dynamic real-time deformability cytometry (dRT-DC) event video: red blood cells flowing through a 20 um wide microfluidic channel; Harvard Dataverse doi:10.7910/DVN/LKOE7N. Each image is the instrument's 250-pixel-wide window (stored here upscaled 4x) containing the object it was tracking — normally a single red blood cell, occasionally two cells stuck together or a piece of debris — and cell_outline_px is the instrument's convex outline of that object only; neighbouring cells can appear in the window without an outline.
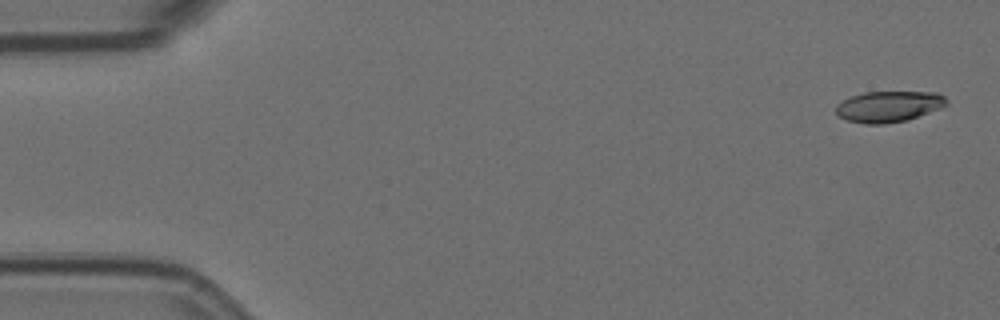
{"species": "Egyptian fruit bat (a non-hibernating species)", "species_latin": "Rousettus aegyptiacus", "temperature_condition": "room temperature", "stored_images_in_passage": 10, "camera_frame_rate_fps": 3000, "um_per_image_px": 0.085, "animal": {"sex": "female"}, "frame": {"image": 1, "passage_image": 2, "time_ms": 0.333, "image_size_px": [1000, 320], "cell_outline_px": [[948, 104], [940, 108], [908, 120], [884, 124], [864, 124], [848, 120], [840, 116], [836, 112], [836, 104], [848, 96], [864, 92], [936, 92], [944, 96], [948, 100]], "centroid_in_image_um": [75.53, 9.04], "position_along_channel_um": 9.5, "area_um2": 20.11}}